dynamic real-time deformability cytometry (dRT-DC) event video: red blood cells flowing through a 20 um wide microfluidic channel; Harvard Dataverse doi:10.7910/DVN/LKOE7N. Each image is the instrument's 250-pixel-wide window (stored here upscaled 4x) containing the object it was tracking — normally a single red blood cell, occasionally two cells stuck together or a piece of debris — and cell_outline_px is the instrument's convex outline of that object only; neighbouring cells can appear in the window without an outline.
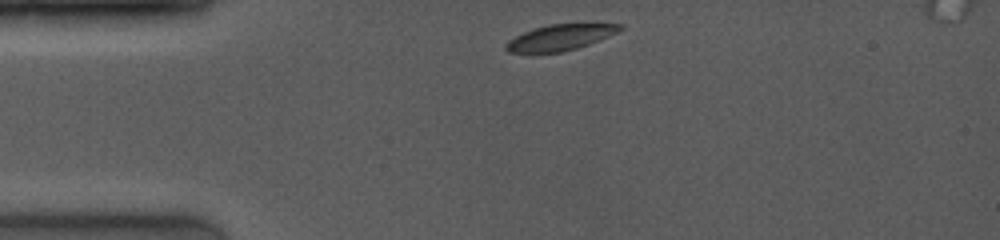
{"species": "common noctule bat (a hibernating species)", "species_latin": "Nyctalus noctula", "temperature_condition": "room temperature", "stored_images_in_passage": 22, "camera_frame_rate_fps": 4000, "um_per_image_px": 0.085, "animal": {"sex": "female", "body_mass_g": 19.0, "forearm_length_mm": 53.3}, "frame": {"image": 1, "passage_image": 1, "time_ms": 0.0, "image_size_px": [1000, 240], "cell_outline_px": [[624, 28], [608, 36], [588, 44], [576, 48], [560, 52], [508, 52], [504, 48], [504, 44], [508, 40], [532, 28], [548, 24], [624, 24]], "centroid_in_image_um": [47.57, 3.17], "position_along_channel_um": 37.4, "area_um2": 16.94}}
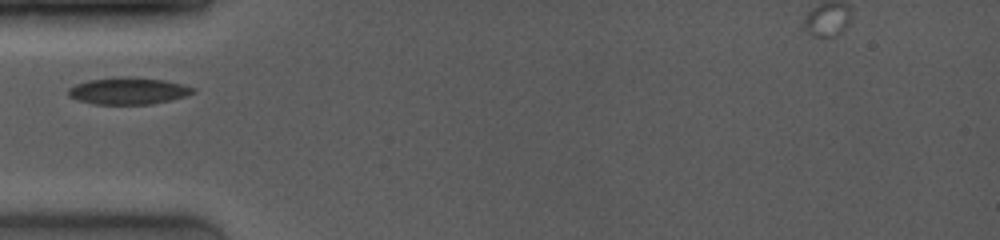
{"frame": {"image": 2, "passage_image": 4, "time_ms": 1.75, "image_size_px": [1000, 240], "cell_outline_px": [[196, 92], [184, 96], [152, 104], [92, 104], [68, 96], [68, 88], [76, 84], [88, 80], [120, 76], [128, 76], [164, 80], [196, 88]], "centroid_in_image_um": [10.88, 7.72], "position_along_channel_um": 74.1, "area_um2": 19.48}}
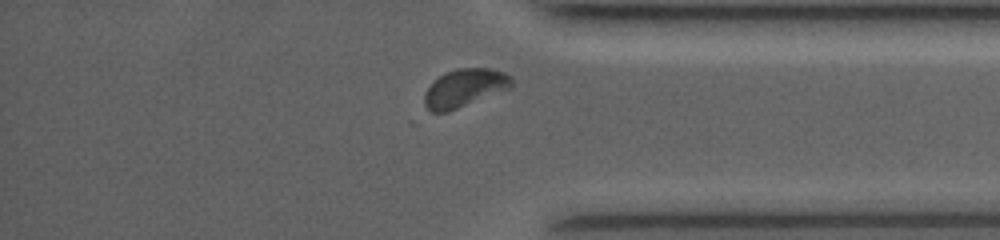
{"frame": {"image": 3, "passage_image": 19, "time_ms": 9.75, "image_size_px": [1000, 240], "cell_outline_px": [[512, 88], [448, 112], [432, 112], [424, 104], [424, 96], [428, 88], [440, 76], [456, 68], [492, 68], [504, 72], [512, 76]], "centroid_in_image_um": [39.54, 7.48], "position_along_channel_um": 395.7, "area_um2": 19.31}}